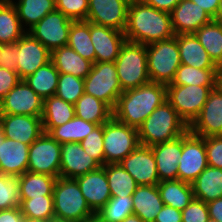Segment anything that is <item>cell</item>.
<instances>
[{"instance_id":"27","label":"cell","mask_w":222,"mask_h":222,"mask_svg":"<svg viewBox=\"0 0 222 222\" xmlns=\"http://www.w3.org/2000/svg\"><path fill=\"white\" fill-rule=\"evenodd\" d=\"M133 214L144 222H154L164 206L157 185H139L132 194Z\"/></svg>"},{"instance_id":"50","label":"cell","mask_w":222,"mask_h":222,"mask_svg":"<svg viewBox=\"0 0 222 222\" xmlns=\"http://www.w3.org/2000/svg\"><path fill=\"white\" fill-rule=\"evenodd\" d=\"M18 41L11 44H3L1 52L0 66L5 67L9 70L17 71L18 63Z\"/></svg>"},{"instance_id":"12","label":"cell","mask_w":222,"mask_h":222,"mask_svg":"<svg viewBox=\"0 0 222 222\" xmlns=\"http://www.w3.org/2000/svg\"><path fill=\"white\" fill-rule=\"evenodd\" d=\"M73 21L62 12L55 10L48 13L27 32L51 52L67 45L69 30Z\"/></svg>"},{"instance_id":"41","label":"cell","mask_w":222,"mask_h":222,"mask_svg":"<svg viewBox=\"0 0 222 222\" xmlns=\"http://www.w3.org/2000/svg\"><path fill=\"white\" fill-rule=\"evenodd\" d=\"M24 217L51 220L55 218L53 196L24 199L19 206Z\"/></svg>"},{"instance_id":"49","label":"cell","mask_w":222,"mask_h":222,"mask_svg":"<svg viewBox=\"0 0 222 222\" xmlns=\"http://www.w3.org/2000/svg\"><path fill=\"white\" fill-rule=\"evenodd\" d=\"M20 81L17 71L0 66V101Z\"/></svg>"},{"instance_id":"15","label":"cell","mask_w":222,"mask_h":222,"mask_svg":"<svg viewBox=\"0 0 222 222\" xmlns=\"http://www.w3.org/2000/svg\"><path fill=\"white\" fill-rule=\"evenodd\" d=\"M129 3L125 0H88L86 21L124 32Z\"/></svg>"},{"instance_id":"62","label":"cell","mask_w":222,"mask_h":222,"mask_svg":"<svg viewBox=\"0 0 222 222\" xmlns=\"http://www.w3.org/2000/svg\"><path fill=\"white\" fill-rule=\"evenodd\" d=\"M4 135H3V132L1 130V127H0V144L3 142V139H4Z\"/></svg>"},{"instance_id":"51","label":"cell","mask_w":222,"mask_h":222,"mask_svg":"<svg viewBox=\"0 0 222 222\" xmlns=\"http://www.w3.org/2000/svg\"><path fill=\"white\" fill-rule=\"evenodd\" d=\"M154 222H182V212L176 208L164 205Z\"/></svg>"},{"instance_id":"23","label":"cell","mask_w":222,"mask_h":222,"mask_svg":"<svg viewBox=\"0 0 222 222\" xmlns=\"http://www.w3.org/2000/svg\"><path fill=\"white\" fill-rule=\"evenodd\" d=\"M160 182L178 179V163L182 154V135L172 141L151 146Z\"/></svg>"},{"instance_id":"2","label":"cell","mask_w":222,"mask_h":222,"mask_svg":"<svg viewBox=\"0 0 222 222\" xmlns=\"http://www.w3.org/2000/svg\"><path fill=\"white\" fill-rule=\"evenodd\" d=\"M164 101H166V85L150 81L135 89L124 91L118 97L113 117L138 129Z\"/></svg>"},{"instance_id":"37","label":"cell","mask_w":222,"mask_h":222,"mask_svg":"<svg viewBox=\"0 0 222 222\" xmlns=\"http://www.w3.org/2000/svg\"><path fill=\"white\" fill-rule=\"evenodd\" d=\"M18 17L22 23L29 26V29L37 24L48 13L56 10L55 0H19L14 3Z\"/></svg>"},{"instance_id":"54","label":"cell","mask_w":222,"mask_h":222,"mask_svg":"<svg viewBox=\"0 0 222 222\" xmlns=\"http://www.w3.org/2000/svg\"><path fill=\"white\" fill-rule=\"evenodd\" d=\"M209 218L222 222V198L207 203Z\"/></svg>"},{"instance_id":"65","label":"cell","mask_w":222,"mask_h":222,"mask_svg":"<svg viewBox=\"0 0 222 222\" xmlns=\"http://www.w3.org/2000/svg\"><path fill=\"white\" fill-rule=\"evenodd\" d=\"M2 47H3V44L0 43V55H1V52H2ZM0 60H1V58H0Z\"/></svg>"},{"instance_id":"36","label":"cell","mask_w":222,"mask_h":222,"mask_svg":"<svg viewBox=\"0 0 222 222\" xmlns=\"http://www.w3.org/2000/svg\"><path fill=\"white\" fill-rule=\"evenodd\" d=\"M97 125L75 116L67 123L52 128L48 134L60 144L69 142L80 143Z\"/></svg>"},{"instance_id":"61","label":"cell","mask_w":222,"mask_h":222,"mask_svg":"<svg viewBox=\"0 0 222 222\" xmlns=\"http://www.w3.org/2000/svg\"><path fill=\"white\" fill-rule=\"evenodd\" d=\"M50 222H74V221H70V220H60V219L53 218V219L50 220Z\"/></svg>"},{"instance_id":"20","label":"cell","mask_w":222,"mask_h":222,"mask_svg":"<svg viewBox=\"0 0 222 222\" xmlns=\"http://www.w3.org/2000/svg\"><path fill=\"white\" fill-rule=\"evenodd\" d=\"M75 179L87 204L95 214L111 199L109 183L103 166Z\"/></svg>"},{"instance_id":"5","label":"cell","mask_w":222,"mask_h":222,"mask_svg":"<svg viewBox=\"0 0 222 222\" xmlns=\"http://www.w3.org/2000/svg\"><path fill=\"white\" fill-rule=\"evenodd\" d=\"M53 200L56 219L85 222L95 214L74 178H57L53 189Z\"/></svg>"},{"instance_id":"53","label":"cell","mask_w":222,"mask_h":222,"mask_svg":"<svg viewBox=\"0 0 222 222\" xmlns=\"http://www.w3.org/2000/svg\"><path fill=\"white\" fill-rule=\"evenodd\" d=\"M141 1L158 10L170 13L181 0H141Z\"/></svg>"},{"instance_id":"45","label":"cell","mask_w":222,"mask_h":222,"mask_svg":"<svg viewBox=\"0 0 222 222\" xmlns=\"http://www.w3.org/2000/svg\"><path fill=\"white\" fill-rule=\"evenodd\" d=\"M85 152L93 157L101 166L105 165L103 149V124L97 125L89 135L80 142Z\"/></svg>"},{"instance_id":"47","label":"cell","mask_w":222,"mask_h":222,"mask_svg":"<svg viewBox=\"0 0 222 222\" xmlns=\"http://www.w3.org/2000/svg\"><path fill=\"white\" fill-rule=\"evenodd\" d=\"M182 222H207L209 210L207 203L194 198L182 211Z\"/></svg>"},{"instance_id":"59","label":"cell","mask_w":222,"mask_h":222,"mask_svg":"<svg viewBox=\"0 0 222 222\" xmlns=\"http://www.w3.org/2000/svg\"><path fill=\"white\" fill-rule=\"evenodd\" d=\"M85 222H107V221H104L99 215L94 214L90 216Z\"/></svg>"},{"instance_id":"38","label":"cell","mask_w":222,"mask_h":222,"mask_svg":"<svg viewBox=\"0 0 222 222\" xmlns=\"http://www.w3.org/2000/svg\"><path fill=\"white\" fill-rule=\"evenodd\" d=\"M67 45L83 58L95 63V49L90 37V22L86 20L73 21Z\"/></svg>"},{"instance_id":"29","label":"cell","mask_w":222,"mask_h":222,"mask_svg":"<svg viewBox=\"0 0 222 222\" xmlns=\"http://www.w3.org/2000/svg\"><path fill=\"white\" fill-rule=\"evenodd\" d=\"M191 186L194 198L205 203L222 198V169L207 166Z\"/></svg>"},{"instance_id":"16","label":"cell","mask_w":222,"mask_h":222,"mask_svg":"<svg viewBox=\"0 0 222 222\" xmlns=\"http://www.w3.org/2000/svg\"><path fill=\"white\" fill-rule=\"evenodd\" d=\"M119 164L134 178L139 185H157L158 177L156 159L150 146L139 145Z\"/></svg>"},{"instance_id":"56","label":"cell","mask_w":222,"mask_h":222,"mask_svg":"<svg viewBox=\"0 0 222 222\" xmlns=\"http://www.w3.org/2000/svg\"><path fill=\"white\" fill-rule=\"evenodd\" d=\"M213 20L222 24V0L219 2V6Z\"/></svg>"},{"instance_id":"46","label":"cell","mask_w":222,"mask_h":222,"mask_svg":"<svg viewBox=\"0 0 222 222\" xmlns=\"http://www.w3.org/2000/svg\"><path fill=\"white\" fill-rule=\"evenodd\" d=\"M56 10L74 21L86 20L88 0H55Z\"/></svg>"},{"instance_id":"4","label":"cell","mask_w":222,"mask_h":222,"mask_svg":"<svg viewBox=\"0 0 222 222\" xmlns=\"http://www.w3.org/2000/svg\"><path fill=\"white\" fill-rule=\"evenodd\" d=\"M120 86L124 91L150 82L146 45L125 41L115 61Z\"/></svg>"},{"instance_id":"43","label":"cell","mask_w":222,"mask_h":222,"mask_svg":"<svg viewBox=\"0 0 222 222\" xmlns=\"http://www.w3.org/2000/svg\"><path fill=\"white\" fill-rule=\"evenodd\" d=\"M84 94V79L71 74H59L56 96L75 104Z\"/></svg>"},{"instance_id":"19","label":"cell","mask_w":222,"mask_h":222,"mask_svg":"<svg viewBox=\"0 0 222 222\" xmlns=\"http://www.w3.org/2000/svg\"><path fill=\"white\" fill-rule=\"evenodd\" d=\"M90 37L95 49V62H115L126 41L124 32L91 22Z\"/></svg>"},{"instance_id":"31","label":"cell","mask_w":222,"mask_h":222,"mask_svg":"<svg viewBox=\"0 0 222 222\" xmlns=\"http://www.w3.org/2000/svg\"><path fill=\"white\" fill-rule=\"evenodd\" d=\"M27 31L23 29L12 0H0V43H16Z\"/></svg>"},{"instance_id":"28","label":"cell","mask_w":222,"mask_h":222,"mask_svg":"<svg viewBox=\"0 0 222 222\" xmlns=\"http://www.w3.org/2000/svg\"><path fill=\"white\" fill-rule=\"evenodd\" d=\"M75 117V106L53 95L43 100L42 125L48 133L52 128L61 126Z\"/></svg>"},{"instance_id":"58","label":"cell","mask_w":222,"mask_h":222,"mask_svg":"<svg viewBox=\"0 0 222 222\" xmlns=\"http://www.w3.org/2000/svg\"><path fill=\"white\" fill-rule=\"evenodd\" d=\"M216 87H218L222 91V67H219L217 72Z\"/></svg>"},{"instance_id":"18","label":"cell","mask_w":222,"mask_h":222,"mask_svg":"<svg viewBox=\"0 0 222 222\" xmlns=\"http://www.w3.org/2000/svg\"><path fill=\"white\" fill-rule=\"evenodd\" d=\"M0 127L5 138L31 145L44 131L42 118L28 115L0 114Z\"/></svg>"},{"instance_id":"3","label":"cell","mask_w":222,"mask_h":222,"mask_svg":"<svg viewBox=\"0 0 222 222\" xmlns=\"http://www.w3.org/2000/svg\"><path fill=\"white\" fill-rule=\"evenodd\" d=\"M189 130L187 123L166 100L137 129L140 145L172 141Z\"/></svg>"},{"instance_id":"63","label":"cell","mask_w":222,"mask_h":222,"mask_svg":"<svg viewBox=\"0 0 222 222\" xmlns=\"http://www.w3.org/2000/svg\"><path fill=\"white\" fill-rule=\"evenodd\" d=\"M127 3L131 4V3H134V2H137V1H141V0H125Z\"/></svg>"},{"instance_id":"9","label":"cell","mask_w":222,"mask_h":222,"mask_svg":"<svg viewBox=\"0 0 222 222\" xmlns=\"http://www.w3.org/2000/svg\"><path fill=\"white\" fill-rule=\"evenodd\" d=\"M216 86L166 85V100L189 126Z\"/></svg>"},{"instance_id":"40","label":"cell","mask_w":222,"mask_h":222,"mask_svg":"<svg viewBox=\"0 0 222 222\" xmlns=\"http://www.w3.org/2000/svg\"><path fill=\"white\" fill-rule=\"evenodd\" d=\"M218 69H198L181 64L168 85L216 86Z\"/></svg>"},{"instance_id":"1","label":"cell","mask_w":222,"mask_h":222,"mask_svg":"<svg viewBox=\"0 0 222 222\" xmlns=\"http://www.w3.org/2000/svg\"><path fill=\"white\" fill-rule=\"evenodd\" d=\"M124 34L127 41L144 45L175 36L170 13L142 1L129 4Z\"/></svg>"},{"instance_id":"42","label":"cell","mask_w":222,"mask_h":222,"mask_svg":"<svg viewBox=\"0 0 222 222\" xmlns=\"http://www.w3.org/2000/svg\"><path fill=\"white\" fill-rule=\"evenodd\" d=\"M96 214L107 222H122L127 216L133 214L132 196L111 197Z\"/></svg>"},{"instance_id":"6","label":"cell","mask_w":222,"mask_h":222,"mask_svg":"<svg viewBox=\"0 0 222 222\" xmlns=\"http://www.w3.org/2000/svg\"><path fill=\"white\" fill-rule=\"evenodd\" d=\"M148 73L151 82L171 84L181 65L177 35L146 45Z\"/></svg>"},{"instance_id":"34","label":"cell","mask_w":222,"mask_h":222,"mask_svg":"<svg viewBox=\"0 0 222 222\" xmlns=\"http://www.w3.org/2000/svg\"><path fill=\"white\" fill-rule=\"evenodd\" d=\"M59 72L50 60L24 80L43 99L56 94Z\"/></svg>"},{"instance_id":"17","label":"cell","mask_w":222,"mask_h":222,"mask_svg":"<svg viewBox=\"0 0 222 222\" xmlns=\"http://www.w3.org/2000/svg\"><path fill=\"white\" fill-rule=\"evenodd\" d=\"M17 73L21 80L32 75L50 61L51 52L30 33L26 32L18 40Z\"/></svg>"},{"instance_id":"55","label":"cell","mask_w":222,"mask_h":222,"mask_svg":"<svg viewBox=\"0 0 222 222\" xmlns=\"http://www.w3.org/2000/svg\"><path fill=\"white\" fill-rule=\"evenodd\" d=\"M199 7L203 8L212 18L217 12L220 0H191Z\"/></svg>"},{"instance_id":"60","label":"cell","mask_w":222,"mask_h":222,"mask_svg":"<svg viewBox=\"0 0 222 222\" xmlns=\"http://www.w3.org/2000/svg\"><path fill=\"white\" fill-rule=\"evenodd\" d=\"M23 222H50V220L34 219V218L25 217Z\"/></svg>"},{"instance_id":"24","label":"cell","mask_w":222,"mask_h":222,"mask_svg":"<svg viewBox=\"0 0 222 222\" xmlns=\"http://www.w3.org/2000/svg\"><path fill=\"white\" fill-rule=\"evenodd\" d=\"M29 146L20 141L4 138L0 144V173L21 176L27 171Z\"/></svg>"},{"instance_id":"48","label":"cell","mask_w":222,"mask_h":222,"mask_svg":"<svg viewBox=\"0 0 222 222\" xmlns=\"http://www.w3.org/2000/svg\"><path fill=\"white\" fill-rule=\"evenodd\" d=\"M208 166L222 169V136L205 138Z\"/></svg>"},{"instance_id":"64","label":"cell","mask_w":222,"mask_h":222,"mask_svg":"<svg viewBox=\"0 0 222 222\" xmlns=\"http://www.w3.org/2000/svg\"><path fill=\"white\" fill-rule=\"evenodd\" d=\"M207 222H218L217 220H214L212 218H209Z\"/></svg>"},{"instance_id":"14","label":"cell","mask_w":222,"mask_h":222,"mask_svg":"<svg viewBox=\"0 0 222 222\" xmlns=\"http://www.w3.org/2000/svg\"><path fill=\"white\" fill-rule=\"evenodd\" d=\"M189 131L200 137L222 136V91L215 87L201 112L189 125Z\"/></svg>"},{"instance_id":"7","label":"cell","mask_w":222,"mask_h":222,"mask_svg":"<svg viewBox=\"0 0 222 222\" xmlns=\"http://www.w3.org/2000/svg\"><path fill=\"white\" fill-rule=\"evenodd\" d=\"M140 145L138 131L113 116L103 124V149L106 164L121 162Z\"/></svg>"},{"instance_id":"35","label":"cell","mask_w":222,"mask_h":222,"mask_svg":"<svg viewBox=\"0 0 222 222\" xmlns=\"http://www.w3.org/2000/svg\"><path fill=\"white\" fill-rule=\"evenodd\" d=\"M194 34L213 62L222 67V24L212 20Z\"/></svg>"},{"instance_id":"21","label":"cell","mask_w":222,"mask_h":222,"mask_svg":"<svg viewBox=\"0 0 222 222\" xmlns=\"http://www.w3.org/2000/svg\"><path fill=\"white\" fill-rule=\"evenodd\" d=\"M99 167L101 165L85 152L80 143L61 144L60 177L75 179Z\"/></svg>"},{"instance_id":"39","label":"cell","mask_w":222,"mask_h":222,"mask_svg":"<svg viewBox=\"0 0 222 222\" xmlns=\"http://www.w3.org/2000/svg\"><path fill=\"white\" fill-rule=\"evenodd\" d=\"M105 170L112 197L132 196L138 186L134 178L119 164H106Z\"/></svg>"},{"instance_id":"32","label":"cell","mask_w":222,"mask_h":222,"mask_svg":"<svg viewBox=\"0 0 222 222\" xmlns=\"http://www.w3.org/2000/svg\"><path fill=\"white\" fill-rule=\"evenodd\" d=\"M157 186L164 205L180 211L194 199L191 184L179 179L161 181Z\"/></svg>"},{"instance_id":"11","label":"cell","mask_w":222,"mask_h":222,"mask_svg":"<svg viewBox=\"0 0 222 222\" xmlns=\"http://www.w3.org/2000/svg\"><path fill=\"white\" fill-rule=\"evenodd\" d=\"M207 166L205 138L188 130L182 135V154L178 163V179L191 184Z\"/></svg>"},{"instance_id":"57","label":"cell","mask_w":222,"mask_h":222,"mask_svg":"<svg viewBox=\"0 0 222 222\" xmlns=\"http://www.w3.org/2000/svg\"><path fill=\"white\" fill-rule=\"evenodd\" d=\"M122 222H144L138 215L131 214L127 216Z\"/></svg>"},{"instance_id":"25","label":"cell","mask_w":222,"mask_h":222,"mask_svg":"<svg viewBox=\"0 0 222 222\" xmlns=\"http://www.w3.org/2000/svg\"><path fill=\"white\" fill-rule=\"evenodd\" d=\"M181 64L198 69H219L194 33L177 35Z\"/></svg>"},{"instance_id":"10","label":"cell","mask_w":222,"mask_h":222,"mask_svg":"<svg viewBox=\"0 0 222 222\" xmlns=\"http://www.w3.org/2000/svg\"><path fill=\"white\" fill-rule=\"evenodd\" d=\"M61 144L43 132L30 146L27 171L60 177Z\"/></svg>"},{"instance_id":"22","label":"cell","mask_w":222,"mask_h":222,"mask_svg":"<svg viewBox=\"0 0 222 222\" xmlns=\"http://www.w3.org/2000/svg\"><path fill=\"white\" fill-rule=\"evenodd\" d=\"M175 35L195 33L213 18L191 0H181L170 12Z\"/></svg>"},{"instance_id":"30","label":"cell","mask_w":222,"mask_h":222,"mask_svg":"<svg viewBox=\"0 0 222 222\" xmlns=\"http://www.w3.org/2000/svg\"><path fill=\"white\" fill-rule=\"evenodd\" d=\"M57 178L47 175L26 171L18 176L20 184V202L43 196H53V189Z\"/></svg>"},{"instance_id":"44","label":"cell","mask_w":222,"mask_h":222,"mask_svg":"<svg viewBox=\"0 0 222 222\" xmlns=\"http://www.w3.org/2000/svg\"><path fill=\"white\" fill-rule=\"evenodd\" d=\"M20 206L18 176L0 173V211Z\"/></svg>"},{"instance_id":"52","label":"cell","mask_w":222,"mask_h":222,"mask_svg":"<svg viewBox=\"0 0 222 222\" xmlns=\"http://www.w3.org/2000/svg\"><path fill=\"white\" fill-rule=\"evenodd\" d=\"M24 218L19 207L0 211V222H23Z\"/></svg>"},{"instance_id":"26","label":"cell","mask_w":222,"mask_h":222,"mask_svg":"<svg viewBox=\"0 0 222 222\" xmlns=\"http://www.w3.org/2000/svg\"><path fill=\"white\" fill-rule=\"evenodd\" d=\"M50 60L59 74H71L82 79L93 67V62L83 58L68 45L52 50Z\"/></svg>"},{"instance_id":"13","label":"cell","mask_w":222,"mask_h":222,"mask_svg":"<svg viewBox=\"0 0 222 222\" xmlns=\"http://www.w3.org/2000/svg\"><path fill=\"white\" fill-rule=\"evenodd\" d=\"M43 99L21 80L0 101V114L28 115L41 117Z\"/></svg>"},{"instance_id":"8","label":"cell","mask_w":222,"mask_h":222,"mask_svg":"<svg viewBox=\"0 0 222 222\" xmlns=\"http://www.w3.org/2000/svg\"><path fill=\"white\" fill-rule=\"evenodd\" d=\"M84 92L100 99L112 110L123 93L115 62H95L84 79Z\"/></svg>"},{"instance_id":"33","label":"cell","mask_w":222,"mask_h":222,"mask_svg":"<svg viewBox=\"0 0 222 222\" xmlns=\"http://www.w3.org/2000/svg\"><path fill=\"white\" fill-rule=\"evenodd\" d=\"M74 106L76 117L94 124H104L113 116V110L106 103L85 92Z\"/></svg>"}]
</instances>
